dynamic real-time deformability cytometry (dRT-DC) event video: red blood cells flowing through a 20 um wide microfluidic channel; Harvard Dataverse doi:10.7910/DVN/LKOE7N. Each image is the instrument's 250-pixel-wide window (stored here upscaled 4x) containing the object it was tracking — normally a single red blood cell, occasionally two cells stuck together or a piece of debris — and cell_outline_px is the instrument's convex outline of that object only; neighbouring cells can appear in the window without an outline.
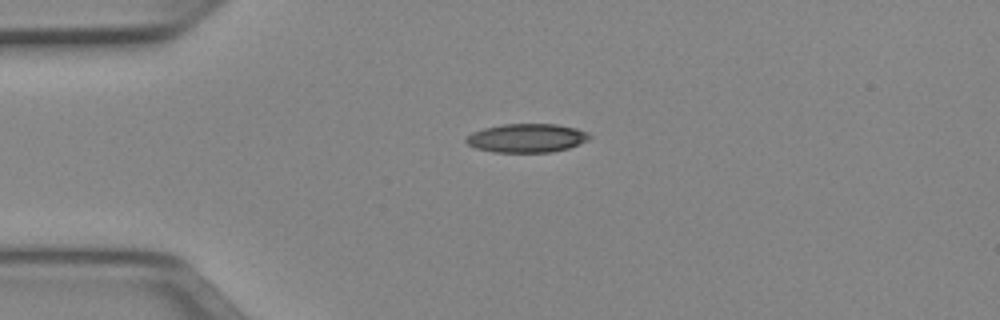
{"species": "Egyptian fruit bat (a non-hibernating species)", "species_latin": "Rousettus aegyptiacus", "temperature_condition": "cold", "stored_images_in_passage": 40, "camera_frame_rate_fps": 3000, "um_per_image_px": 0.085, "animal": {"sex": "female"}, "frame": {"image": 1, "passage_image": 1, "time_ms": 0.0, "image_size_px": [1000, 320], "cell_outline_px": [[592, 136], [588, 140], [568, 148], [552, 152], [492, 152], [476, 148], [468, 144], [464, 140], [472, 132], [484, 128], [504, 124], [556, 124], [576, 128], [588, 132]], "centroid_in_image_um": [44.78, 11.73], "position_along_channel_um": 40.2, "area_um2": 20.63}}
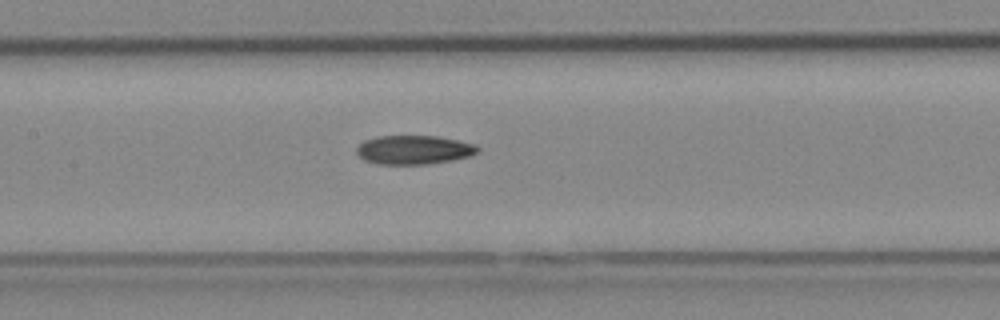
{"frame": {"image": 2, "passage_image": 13, "time_ms": 4.0, "image_size_px": [1000, 320], "cell_outline_px": [[480, 152], [468, 156], [452, 160], [428, 164], [376, 164], [364, 160], [356, 152], [356, 148], [364, 140], [376, 136], [436, 136], [476, 144], [480, 148]], "centroid_in_image_um": [35.18, 12.73], "position_along_channel_um": 172.2, "area_um2": 20.46}}
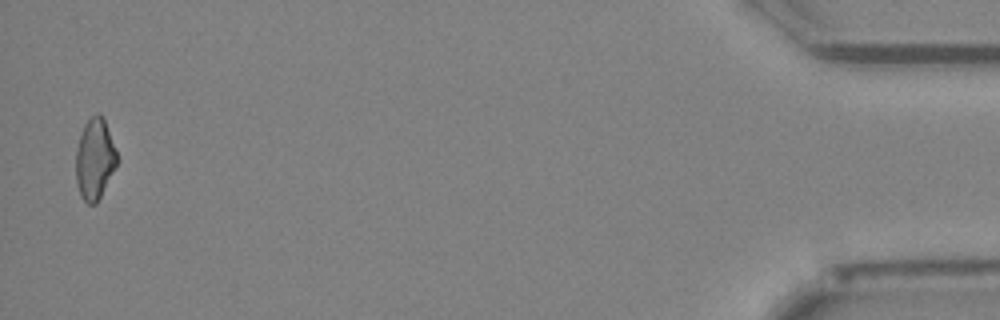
{"frame": {"image": 3, "passage_image": 39, "time_ms": 12.667, "image_size_px": [1000, 320], "cell_outline_px": [[120, 160], [116, 168], [96, 204], [88, 204], [80, 196], [76, 184], [76, 148], [80, 132], [84, 124], [96, 112], [104, 116], [116, 148]], "centroid_in_image_um": [8.07, 13.49], "position_along_channel_um": 427.1, "area_um2": 20.0}, "authors_computed_cell_mechanics": {"area_um2": 20.3745, "velocity_mm_per_s": 3.9766, "shape_relaxation_time_tau1_ms": null, "shape_relaxation_time_tau2_ms": 8.749, "deformation_change_tau1": null, "deformation_change_tau2": 0.1905}}